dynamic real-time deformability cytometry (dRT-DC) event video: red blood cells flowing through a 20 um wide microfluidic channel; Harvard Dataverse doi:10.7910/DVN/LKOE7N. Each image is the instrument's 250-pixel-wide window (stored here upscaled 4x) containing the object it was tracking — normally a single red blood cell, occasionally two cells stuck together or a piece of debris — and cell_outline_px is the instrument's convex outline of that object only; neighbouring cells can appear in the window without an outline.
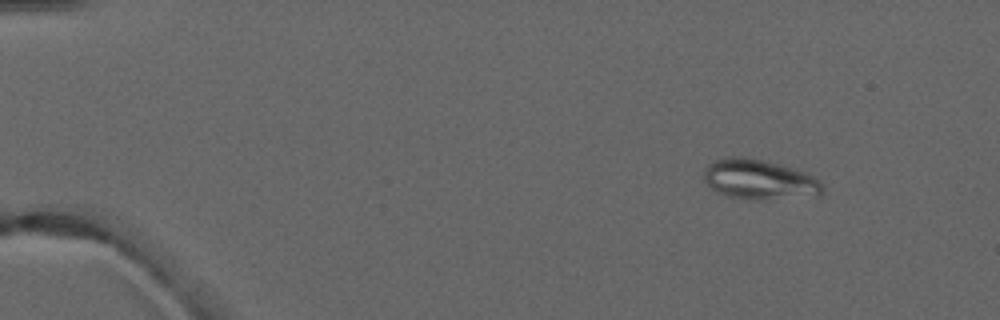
{"species": "common noctule bat (a hibernating species)", "species_latin": "Nyctalus noctula", "temperature_condition": "warm", "stored_images_in_passage": 6, "camera_frame_rate_fps": 3000, "um_per_image_px": 0.085, "animal": {"sex": "male", "forearm_length_mm": 52.5}, "frame": {"image": 1, "passage_image": 2, "time_ms": 1.0, "image_size_px": [1000, 320], "cell_outline_px": [[824, 192], [820, 196], [764, 200], [752, 200], [728, 196], [716, 192], [704, 180], [704, 168], [708, 164], [716, 160], [728, 156], [744, 156], [764, 160], [780, 164], [804, 172], [820, 180], [824, 184]], "centroid_in_image_um": [64.58, 15.27], "position_along_channel_um": 20.4, "area_um2": 28.15}}